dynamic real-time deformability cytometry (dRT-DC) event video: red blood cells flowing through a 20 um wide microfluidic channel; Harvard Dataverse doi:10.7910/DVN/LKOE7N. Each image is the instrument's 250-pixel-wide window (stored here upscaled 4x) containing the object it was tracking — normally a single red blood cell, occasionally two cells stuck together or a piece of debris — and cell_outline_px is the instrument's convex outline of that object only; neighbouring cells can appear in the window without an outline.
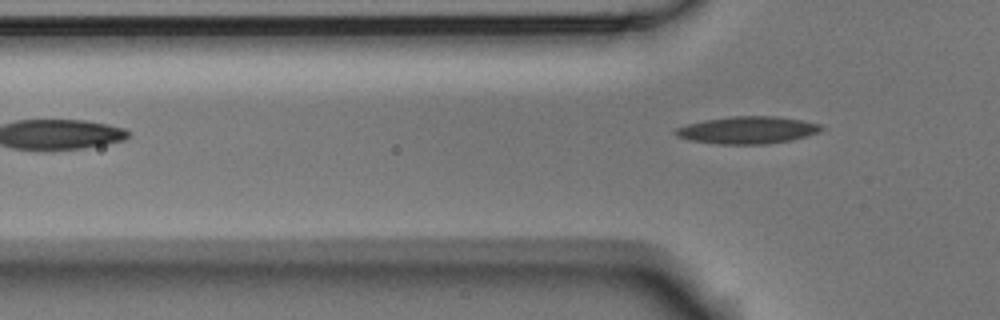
{"species": "Egyptian fruit bat (a non-hibernating species)", "species_latin": "Rousettus aegyptiacus", "temperature_condition": "room temperature", "stored_images_in_passage": 2, "camera_frame_rate_fps": 3000, "um_per_image_px": 0.085, "animal": {"sex": "male"}, "frame": {"image": 1, "passage_image": 2, "time_ms": 0.333, "image_size_px": [1000, 320], "cell_outline_px": [[824, 128], [820, 132], [788, 140], [768, 144], [720, 144], [688, 140], [676, 136], [672, 132], [676, 128], [688, 124], [704, 120], [732, 116], [776, 116], [800, 120], [820, 124]], "centroid_in_image_um": [63.5, 11.05], "position_along_channel_um": 62.3, "area_um2": 23.06}}